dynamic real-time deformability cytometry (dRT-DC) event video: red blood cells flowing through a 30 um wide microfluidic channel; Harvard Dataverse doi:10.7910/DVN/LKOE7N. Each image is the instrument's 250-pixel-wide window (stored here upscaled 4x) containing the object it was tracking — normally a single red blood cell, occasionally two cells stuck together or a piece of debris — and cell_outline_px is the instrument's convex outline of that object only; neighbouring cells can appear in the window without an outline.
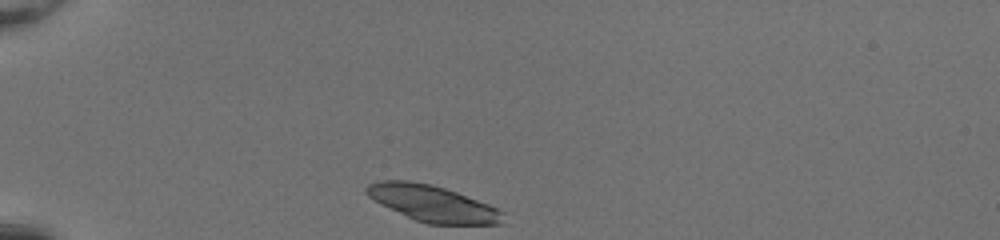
{"species": "common noctule bat (a hibernating species)", "species_latin": "Nyctalus noctula", "temperature_condition": "room temperature", "stored_images_in_passage": 32, "camera_frame_rate_fps": 3000, "um_per_image_px": 0.085, "animal": {"sex": "female", "body_mass_g": 20.0, "forearm_length_mm": 54.0}, "frame": {"image": 1, "passage_image": 1, "time_ms": 0.0, "image_size_px": [1000, 240], "cell_outline_px": [[504, 224], [428, 224], [416, 220], [380, 204], [368, 196], [364, 192], [364, 188], [368, 184], [380, 180], [408, 180], [432, 184], [456, 192], [488, 204], [504, 212]], "centroid_in_image_um": [36.75, 17.29], "position_along_channel_um": 48.2, "area_um2": 28.78}}